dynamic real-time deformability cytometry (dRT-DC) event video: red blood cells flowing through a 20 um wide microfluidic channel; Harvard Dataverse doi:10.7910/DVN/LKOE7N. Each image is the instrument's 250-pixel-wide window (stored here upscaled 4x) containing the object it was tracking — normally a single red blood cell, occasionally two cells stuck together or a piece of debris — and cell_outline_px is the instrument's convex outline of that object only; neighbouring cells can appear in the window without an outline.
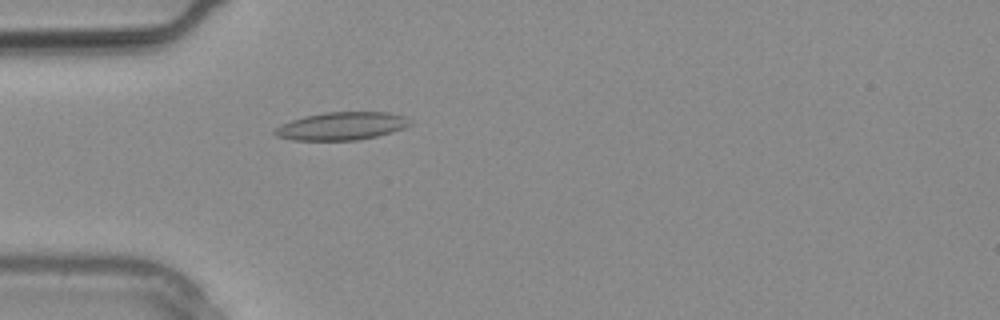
{"species": "common noctule bat (a hibernating species)", "species_latin": "Nyctalus noctula", "temperature_condition": "warm", "stored_images_in_passage": 3, "camera_frame_rate_fps": 3000, "um_per_image_px": 0.085, "animal": {"sex": "male", "body_mass_g": 20.4}, "frame": {"image": 1, "passage_image": 3, "time_ms": 0.667, "image_size_px": [1000, 320], "cell_outline_px": [[412, 124], [404, 128], [392, 132], [376, 136], [356, 140], [292, 140], [276, 136], [272, 132], [280, 124], [304, 116], [324, 112], [388, 112], [404, 116], [412, 120]], "centroid_in_image_um": [29.04, 10.71], "position_along_channel_um": 56.0, "area_um2": 22.08}}